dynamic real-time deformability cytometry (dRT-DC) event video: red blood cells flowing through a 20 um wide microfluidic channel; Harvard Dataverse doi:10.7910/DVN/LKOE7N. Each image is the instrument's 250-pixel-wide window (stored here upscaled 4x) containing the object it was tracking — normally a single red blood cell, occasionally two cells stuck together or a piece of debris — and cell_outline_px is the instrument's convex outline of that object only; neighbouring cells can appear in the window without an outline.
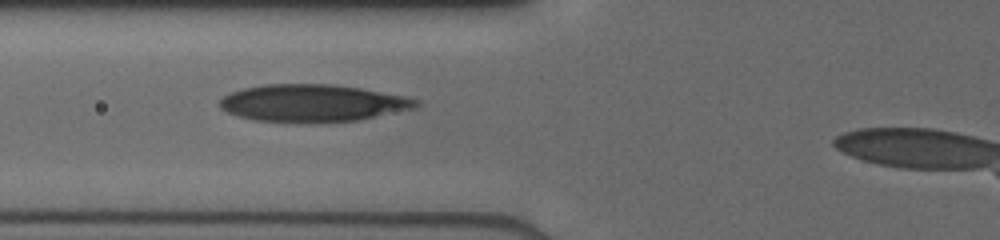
{"species": "human", "species_latin": "Homo sapiens", "temperature_condition": "cold", "stored_images_in_passage": 3, "camera_frame_rate_fps": 3000, "um_per_image_px": 0.085, "donor": {"sex": "male"}, "frame": {"image": 1, "passage_image": 2, "time_ms": 1.0, "image_size_px": [1000, 240], "cell_outline_px": [[420, 104], [416, 108], [360, 120], [316, 124], [296, 124], [252, 120], [228, 112], [220, 108], [220, 100], [224, 96], [232, 92], [244, 88], [264, 84], [328, 84], [360, 88], [404, 96], [420, 100]], "centroid_in_image_um": [26.59, 8.8], "position_along_channel_um": 99.2, "area_um2": 43.35}}